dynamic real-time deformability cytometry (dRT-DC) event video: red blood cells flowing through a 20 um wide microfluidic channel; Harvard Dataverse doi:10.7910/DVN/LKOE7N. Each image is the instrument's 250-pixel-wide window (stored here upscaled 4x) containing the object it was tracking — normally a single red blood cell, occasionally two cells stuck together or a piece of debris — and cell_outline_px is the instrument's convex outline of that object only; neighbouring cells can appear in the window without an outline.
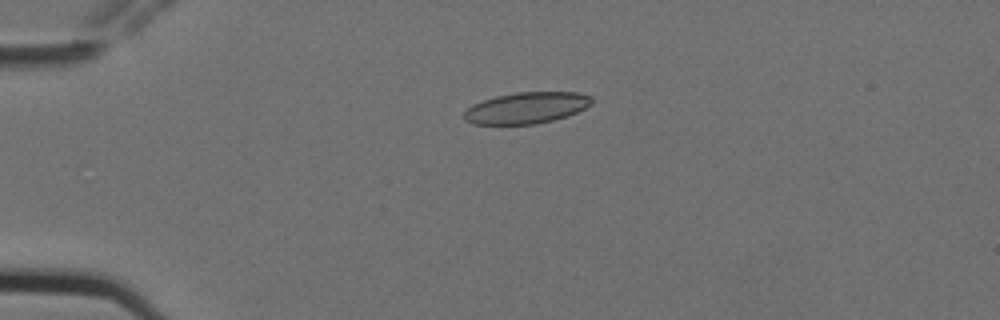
{"species": "Egyptian fruit bat (a non-hibernating species)", "species_latin": "Rousettus aegyptiacus", "temperature_condition": "cold", "stored_images_in_passage": 5, "camera_frame_rate_fps": 3000, "um_per_image_px": 0.085, "animal": {"sex": "female"}, "frame": {"image": 1, "passage_image": 4, "time_ms": 1.0, "image_size_px": [1000, 320], "cell_outline_px": [[592, 104], [568, 116], [536, 124], [472, 124], [464, 120], [464, 112], [472, 104], [496, 96], [516, 92], [576, 92], [592, 96]], "centroid_in_image_um": [44.74, 9.17], "position_along_channel_um": 40.3, "area_um2": 23.29}}
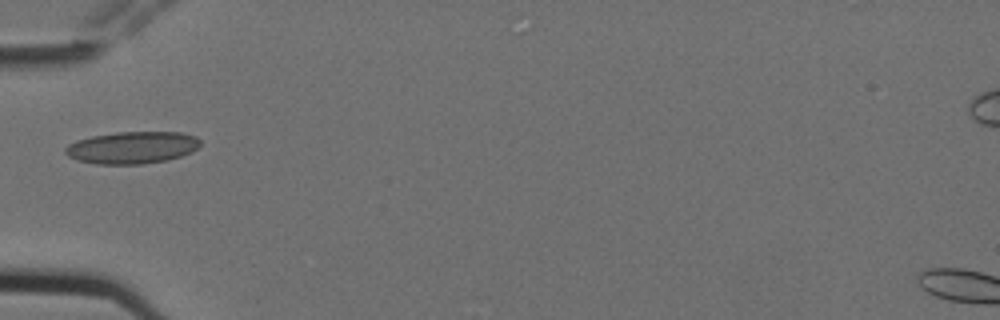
{"frame": {"image": 2, "passage_image": 5, "time_ms": 1.333, "image_size_px": [1000, 320], "cell_outline_px": [[200, 144], [192, 152], [168, 160], [144, 164], [96, 164], [76, 160], [68, 156], [64, 152], [64, 148], [68, 144], [76, 140], [92, 136], [116, 132], [180, 132], [196, 136], [200, 140]], "centroid_in_image_um": [11.21, 12.54], "position_along_channel_um": 73.8, "area_um2": 25.43}}